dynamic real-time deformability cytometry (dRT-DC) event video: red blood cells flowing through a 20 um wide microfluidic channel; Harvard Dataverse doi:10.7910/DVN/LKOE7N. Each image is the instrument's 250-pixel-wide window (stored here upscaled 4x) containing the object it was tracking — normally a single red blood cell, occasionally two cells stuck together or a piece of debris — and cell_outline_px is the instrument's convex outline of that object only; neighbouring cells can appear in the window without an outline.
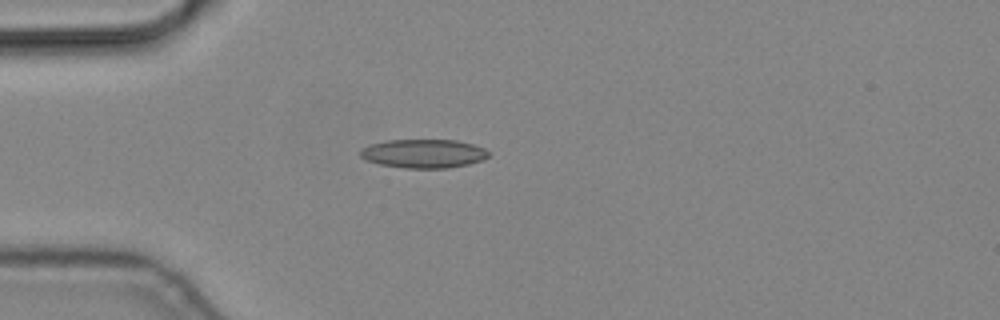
{"species": "common noctule bat (a hibernating species)", "species_latin": "Nyctalus noctula", "temperature_condition": "cold", "stored_images_in_passage": 3, "camera_frame_rate_fps": 3000, "um_per_image_px": 0.085, "animal": {"sex": "male", "body_mass_g": 19.2, "forearm_length_mm": 51.8}, "frame": {"image": 1, "passage_image": 3, "time_ms": 0.667, "image_size_px": [1000, 320], "cell_outline_px": [[488, 156], [480, 160], [468, 164], [448, 168], [404, 168], [380, 164], [368, 160], [360, 156], [360, 148], [368, 144], [388, 140], [456, 140], [472, 144], [484, 148], [488, 152]], "centroid_in_image_um": [35.96, 13.05], "position_along_channel_um": 49.0, "area_um2": 21.39}}